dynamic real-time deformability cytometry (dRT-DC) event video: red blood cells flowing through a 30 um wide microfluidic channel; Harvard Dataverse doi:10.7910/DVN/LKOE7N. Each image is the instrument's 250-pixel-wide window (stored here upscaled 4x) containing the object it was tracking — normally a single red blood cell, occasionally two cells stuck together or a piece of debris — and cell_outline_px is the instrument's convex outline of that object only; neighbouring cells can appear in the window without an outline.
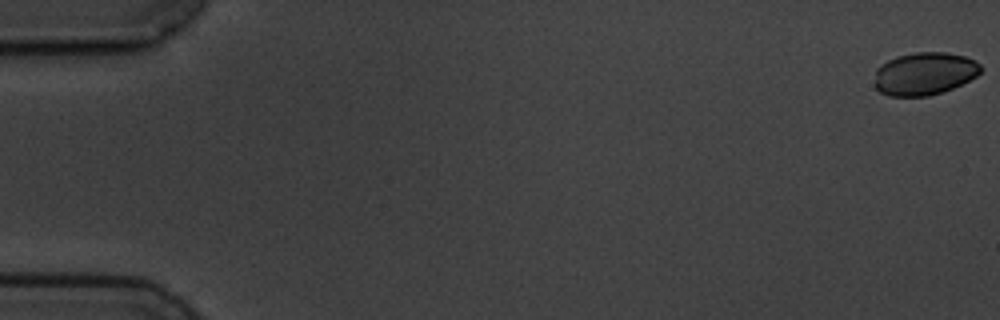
{"species": "common noctule bat (a hibernating species)", "species_latin": "Nyctalus noctula", "temperature_condition": "cold", "stored_images_in_passage": 6, "camera_frame_rate_fps": 3000, "um_per_image_px": 0.085, "animal": {"sex": "male", "body_mass_g": 19.5, "forearm_length_mm": 54.6}, "frame": {"image": 1, "passage_image": 1, "time_ms": 0.0, "image_size_px": [1000, 320], "cell_outline_px": [[980, 72], [976, 76], [944, 92], [928, 96], [888, 96], [880, 92], [876, 88], [876, 68], [880, 64], [896, 56], [916, 52], [944, 52], [964, 56], [980, 64]], "centroid_in_image_um": [78.55, 6.26], "position_along_channel_um": 6.5, "area_um2": 26.3}}
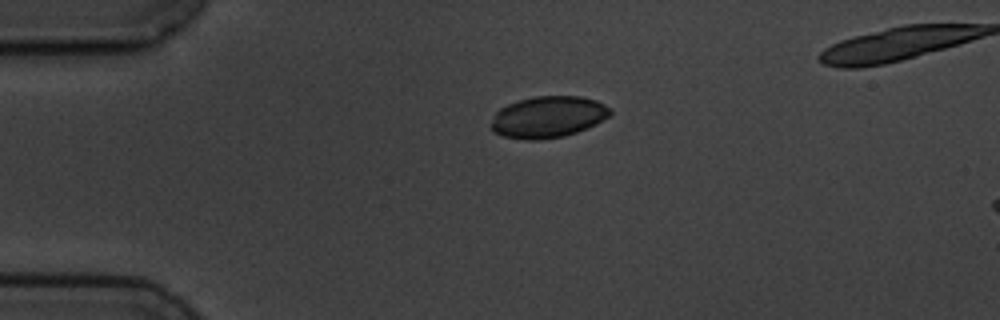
{"frame": {"image": 2, "passage_image": 4, "time_ms": 4.333, "image_size_px": [1000, 320], "cell_outline_px": [[612, 112], [608, 116], [596, 124], [576, 132], [564, 136], [540, 140], [524, 140], [504, 136], [492, 132], [492, 120], [496, 112], [500, 108], [516, 100], [536, 96], [580, 96], [596, 100], [604, 104]], "centroid_in_image_um": [46.56, 9.94], "position_along_channel_um": 38.4, "area_um2": 28.78}}